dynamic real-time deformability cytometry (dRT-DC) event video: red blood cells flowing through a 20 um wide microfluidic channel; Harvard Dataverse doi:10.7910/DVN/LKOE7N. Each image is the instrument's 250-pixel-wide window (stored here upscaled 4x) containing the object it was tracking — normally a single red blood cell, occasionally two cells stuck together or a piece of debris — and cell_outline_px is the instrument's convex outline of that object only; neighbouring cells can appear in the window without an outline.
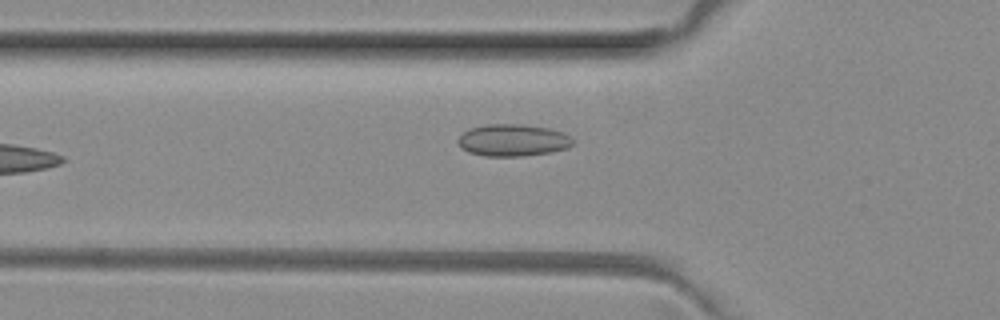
{"species": "common noctule bat (a hibernating species)", "species_latin": "Nyctalus noctula", "temperature_condition": "room temperature", "stored_images_in_passage": 3, "camera_frame_rate_fps": 3000, "um_per_image_px": 0.085, "animal": {"sex": "female", "body_mass_g": 29.2, "forearm_length_mm": 56.3}, "frame": {"image": 1, "passage_image": 3, "time_ms": 0.667, "image_size_px": [1000, 320], "cell_outline_px": [[572, 144], [568, 148], [552, 152], [520, 156], [484, 156], [468, 152], [460, 148], [456, 140], [468, 128], [484, 124], [524, 124], [548, 128], [564, 132], [572, 140]], "centroid_in_image_um": [43.55, 11.91], "position_along_channel_um": 82.3, "area_um2": 21.62}}